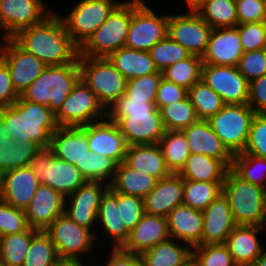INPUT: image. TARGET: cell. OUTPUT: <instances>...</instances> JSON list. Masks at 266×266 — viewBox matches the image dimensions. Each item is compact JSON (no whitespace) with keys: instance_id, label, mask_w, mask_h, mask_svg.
<instances>
[{"instance_id":"obj_64","label":"cell","mask_w":266,"mask_h":266,"mask_svg":"<svg viewBox=\"0 0 266 266\" xmlns=\"http://www.w3.org/2000/svg\"><path fill=\"white\" fill-rule=\"evenodd\" d=\"M1 3V0H0ZM0 35H1V15H0Z\"/></svg>"},{"instance_id":"obj_25","label":"cell","mask_w":266,"mask_h":266,"mask_svg":"<svg viewBox=\"0 0 266 266\" xmlns=\"http://www.w3.org/2000/svg\"><path fill=\"white\" fill-rule=\"evenodd\" d=\"M203 213L202 245L224 244L237 226L228 199L223 193L213 200Z\"/></svg>"},{"instance_id":"obj_35","label":"cell","mask_w":266,"mask_h":266,"mask_svg":"<svg viewBox=\"0 0 266 266\" xmlns=\"http://www.w3.org/2000/svg\"><path fill=\"white\" fill-rule=\"evenodd\" d=\"M108 58L127 81L158 71L148 51L121 47Z\"/></svg>"},{"instance_id":"obj_8","label":"cell","mask_w":266,"mask_h":266,"mask_svg":"<svg viewBox=\"0 0 266 266\" xmlns=\"http://www.w3.org/2000/svg\"><path fill=\"white\" fill-rule=\"evenodd\" d=\"M44 231L55 245L58 257L84 258V260L90 261L91 265L93 264V261L88 259H91L92 255V260L94 259L99 246L96 245V236L91 229L78 225L63 213ZM84 254L87 258L84 257Z\"/></svg>"},{"instance_id":"obj_21","label":"cell","mask_w":266,"mask_h":266,"mask_svg":"<svg viewBox=\"0 0 266 266\" xmlns=\"http://www.w3.org/2000/svg\"><path fill=\"white\" fill-rule=\"evenodd\" d=\"M49 147L58 159L75 165L83 176V158L89 151L88 125L58 127L51 135Z\"/></svg>"},{"instance_id":"obj_22","label":"cell","mask_w":266,"mask_h":266,"mask_svg":"<svg viewBox=\"0 0 266 266\" xmlns=\"http://www.w3.org/2000/svg\"><path fill=\"white\" fill-rule=\"evenodd\" d=\"M89 150L114 159L118 164L125 160L128 144L117 123L107 117L88 125Z\"/></svg>"},{"instance_id":"obj_17","label":"cell","mask_w":266,"mask_h":266,"mask_svg":"<svg viewBox=\"0 0 266 266\" xmlns=\"http://www.w3.org/2000/svg\"><path fill=\"white\" fill-rule=\"evenodd\" d=\"M0 58L7 64L13 86L19 95L47 67L35 55L22 49L12 38L1 39Z\"/></svg>"},{"instance_id":"obj_12","label":"cell","mask_w":266,"mask_h":266,"mask_svg":"<svg viewBox=\"0 0 266 266\" xmlns=\"http://www.w3.org/2000/svg\"><path fill=\"white\" fill-rule=\"evenodd\" d=\"M146 0H132V18L125 47L149 51L167 36L169 14H156Z\"/></svg>"},{"instance_id":"obj_10","label":"cell","mask_w":266,"mask_h":266,"mask_svg":"<svg viewBox=\"0 0 266 266\" xmlns=\"http://www.w3.org/2000/svg\"><path fill=\"white\" fill-rule=\"evenodd\" d=\"M29 166L41 184L57 190L65 197L74 193L86 181L75 165L58 159L50 147L41 148L31 159Z\"/></svg>"},{"instance_id":"obj_4","label":"cell","mask_w":266,"mask_h":266,"mask_svg":"<svg viewBox=\"0 0 266 266\" xmlns=\"http://www.w3.org/2000/svg\"><path fill=\"white\" fill-rule=\"evenodd\" d=\"M80 79L79 63L47 66L20 96L47 106L56 115Z\"/></svg>"},{"instance_id":"obj_61","label":"cell","mask_w":266,"mask_h":266,"mask_svg":"<svg viewBox=\"0 0 266 266\" xmlns=\"http://www.w3.org/2000/svg\"><path fill=\"white\" fill-rule=\"evenodd\" d=\"M250 266H266V247L263 248L260 256Z\"/></svg>"},{"instance_id":"obj_6","label":"cell","mask_w":266,"mask_h":266,"mask_svg":"<svg viewBox=\"0 0 266 266\" xmlns=\"http://www.w3.org/2000/svg\"><path fill=\"white\" fill-rule=\"evenodd\" d=\"M132 18V0L121 1L106 21L79 48L83 57H109L125 47Z\"/></svg>"},{"instance_id":"obj_33","label":"cell","mask_w":266,"mask_h":266,"mask_svg":"<svg viewBox=\"0 0 266 266\" xmlns=\"http://www.w3.org/2000/svg\"><path fill=\"white\" fill-rule=\"evenodd\" d=\"M158 179L147 173L136 171L124 161L118 164L109 187L124 195L145 198L156 186Z\"/></svg>"},{"instance_id":"obj_13","label":"cell","mask_w":266,"mask_h":266,"mask_svg":"<svg viewBox=\"0 0 266 266\" xmlns=\"http://www.w3.org/2000/svg\"><path fill=\"white\" fill-rule=\"evenodd\" d=\"M107 117V110L82 79L64 100L55 115L58 127H82Z\"/></svg>"},{"instance_id":"obj_30","label":"cell","mask_w":266,"mask_h":266,"mask_svg":"<svg viewBox=\"0 0 266 266\" xmlns=\"http://www.w3.org/2000/svg\"><path fill=\"white\" fill-rule=\"evenodd\" d=\"M169 234L172 239L188 244L191 248L202 245V210L181 204L167 216Z\"/></svg>"},{"instance_id":"obj_43","label":"cell","mask_w":266,"mask_h":266,"mask_svg":"<svg viewBox=\"0 0 266 266\" xmlns=\"http://www.w3.org/2000/svg\"><path fill=\"white\" fill-rule=\"evenodd\" d=\"M160 114L165 130L183 131L199 120L188 96L181 101L163 106Z\"/></svg>"},{"instance_id":"obj_53","label":"cell","mask_w":266,"mask_h":266,"mask_svg":"<svg viewBox=\"0 0 266 266\" xmlns=\"http://www.w3.org/2000/svg\"><path fill=\"white\" fill-rule=\"evenodd\" d=\"M239 72L250 83L266 74V48L244 52L237 65Z\"/></svg>"},{"instance_id":"obj_39","label":"cell","mask_w":266,"mask_h":266,"mask_svg":"<svg viewBox=\"0 0 266 266\" xmlns=\"http://www.w3.org/2000/svg\"><path fill=\"white\" fill-rule=\"evenodd\" d=\"M39 230L27 231L0 237V266H22L30 248L32 237Z\"/></svg>"},{"instance_id":"obj_3","label":"cell","mask_w":266,"mask_h":266,"mask_svg":"<svg viewBox=\"0 0 266 266\" xmlns=\"http://www.w3.org/2000/svg\"><path fill=\"white\" fill-rule=\"evenodd\" d=\"M6 131L14 133L16 142H35L49 147L51 135L57 130L55 115L45 105L24 100L21 96L10 106L0 108Z\"/></svg>"},{"instance_id":"obj_42","label":"cell","mask_w":266,"mask_h":266,"mask_svg":"<svg viewBox=\"0 0 266 266\" xmlns=\"http://www.w3.org/2000/svg\"><path fill=\"white\" fill-rule=\"evenodd\" d=\"M202 57L191 55L165 68L162 78L189 90L201 79Z\"/></svg>"},{"instance_id":"obj_51","label":"cell","mask_w":266,"mask_h":266,"mask_svg":"<svg viewBox=\"0 0 266 266\" xmlns=\"http://www.w3.org/2000/svg\"><path fill=\"white\" fill-rule=\"evenodd\" d=\"M24 210L0 200V237L29 229Z\"/></svg>"},{"instance_id":"obj_36","label":"cell","mask_w":266,"mask_h":266,"mask_svg":"<svg viewBox=\"0 0 266 266\" xmlns=\"http://www.w3.org/2000/svg\"><path fill=\"white\" fill-rule=\"evenodd\" d=\"M228 168L218 159L191 153L178 173L184 180L224 182Z\"/></svg>"},{"instance_id":"obj_31","label":"cell","mask_w":266,"mask_h":266,"mask_svg":"<svg viewBox=\"0 0 266 266\" xmlns=\"http://www.w3.org/2000/svg\"><path fill=\"white\" fill-rule=\"evenodd\" d=\"M40 149L35 142H16L14 133L6 131V121L0 116V175L28 166Z\"/></svg>"},{"instance_id":"obj_60","label":"cell","mask_w":266,"mask_h":266,"mask_svg":"<svg viewBox=\"0 0 266 266\" xmlns=\"http://www.w3.org/2000/svg\"><path fill=\"white\" fill-rule=\"evenodd\" d=\"M98 264H93L96 266ZM52 266H91L88 264L87 260L79 258H68V257H58Z\"/></svg>"},{"instance_id":"obj_47","label":"cell","mask_w":266,"mask_h":266,"mask_svg":"<svg viewBox=\"0 0 266 266\" xmlns=\"http://www.w3.org/2000/svg\"><path fill=\"white\" fill-rule=\"evenodd\" d=\"M149 54L158 71H163L180 60L187 59L192 54L179 43H176L168 35L157 42L149 51Z\"/></svg>"},{"instance_id":"obj_19","label":"cell","mask_w":266,"mask_h":266,"mask_svg":"<svg viewBox=\"0 0 266 266\" xmlns=\"http://www.w3.org/2000/svg\"><path fill=\"white\" fill-rule=\"evenodd\" d=\"M40 184L29 165L6 171L0 175V200L25 210Z\"/></svg>"},{"instance_id":"obj_49","label":"cell","mask_w":266,"mask_h":266,"mask_svg":"<svg viewBox=\"0 0 266 266\" xmlns=\"http://www.w3.org/2000/svg\"><path fill=\"white\" fill-rule=\"evenodd\" d=\"M192 259L198 266H238L225 244H205L192 248Z\"/></svg>"},{"instance_id":"obj_9","label":"cell","mask_w":266,"mask_h":266,"mask_svg":"<svg viewBox=\"0 0 266 266\" xmlns=\"http://www.w3.org/2000/svg\"><path fill=\"white\" fill-rule=\"evenodd\" d=\"M255 114L248 104H225L207 121L226 148L235 155L246 147Z\"/></svg>"},{"instance_id":"obj_40","label":"cell","mask_w":266,"mask_h":266,"mask_svg":"<svg viewBox=\"0 0 266 266\" xmlns=\"http://www.w3.org/2000/svg\"><path fill=\"white\" fill-rule=\"evenodd\" d=\"M188 97L199 120H208L225 106L223 99L201 79L188 90Z\"/></svg>"},{"instance_id":"obj_28","label":"cell","mask_w":266,"mask_h":266,"mask_svg":"<svg viewBox=\"0 0 266 266\" xmlns=\"http://www.w3.org/2000/svg\"><path fill=\"white\" fill-rule=\"evenodd\" d=\"M184 179L179 174L158 180L154 189L144 198L145 213L167 217L183 204Z\"/></svg>"},{"instance_id":"obj_29","label":"cell","mask_w":266,"mask_h":266,"mask_svg":"<svg viewBox=\"0 0 266 266\" xmlns=\"http://www.w3.org/2000/svg\"><path fill=\"white\" fill-rule=\"evenodd\" d=\"M266 227L237 225L224 243L238 266H250L260 256Z\"/></svg>"},{"instance_id":"obj_11","label":"cell","mask_w":266,"mask_h":266,"mask_svg":"<svg viewBox=\"0 0 266 266\" xmlns=\"http://www.w3.org/2000/svg\"><path fill=\"white\" fill-rule=\"evenodd\" d=\"M120 3L118 0L74 2L68 14L61 16L72 41L80 48Z\"/></svg>"},{"instance_id":"obj_32","label":"cell","mask_w":266,"mask_h":266,"mask_svg":"<svg viewBox=\"0 0 266 266\" xmlns=\"http://www.w3.org/2000/svg\"><path fill=\"white\" fill-rule=\"evenodd\" d=\"M124 162L136 171L152 175L158 180L172 174L158 143L128 146Z\"/></svg>"},{"instance_id":"obj_5","label":"cell","mask_w":266,"mask_h":266,"mask_svg":"<svg viewBox=\"0 0 266 266\" xmlns=\"http://www.w3.org/2000/svg\"><path fill=\"white\" fill-rule=\"evenodd\" d=\"M223 195L229 201L236 225L266 227V189L244 181L229 168Z\"/></svg>"},{"instance_id":"obj_65","label":"cell","mask_w":266,"mask_h":266,"mask_svg":"<svg viewBox=\"0 0 266 266\" xmlns=\"http://www.w3.org/2000/svg\"><path fill=\"white\" fill-rule=\"evenodd\" d=\"M264 26H265V36H266V20L264 21Z\"/></svg>"},{"instance_id":"obj_55","label":"cell","mask_w":266,"mask_h":266,"mask_svg":"<svg viewBox=\"0 0 266 266\" xmlns=\"http://www.w3.org/2000/svg\"><path fill=\"white\" fill-rule=\"evenodd\" d=\"M238 24L264 22L266 20L265 0H235Z\"/></svg>"},{"instance_id":"obj_15","label":"cell","mask_w":266,"mask_h":266,"mask_svg":"<svg viewBox=\"0 0 266 266\" xmlns=\"http://www.w3.org/2000/svg\"><path fill=\"white\" fill-rule=\"evenodd\" d=\"M54 10L44 0H1V38H12L20 30L42 22Z\"/></svg>"},{"instance_id":"obj_59","label":"cell","mask_w":266,"mask_h":266,"mask_svg":"<svg viewBox=\"0 0 266 266\" xmlns=\"http://www.w3.org/2000/svg\"><path fill=\"white\" fill-rule=\"evenodd\" d=\"M110 249L105 252V255L109 253V256L105 257L104 262L102 260V266H144L141 255L124 251L121 247Z\"/></svg>"},{"instance_id":"obj_16","label":"cell","mask_w":266,"mask_h":266,"mask_svg":"<svg viewBox=\"0 0 266 266\" xmlns=\"http://www.w3.org/2000/svg\"><path fill=\"white\" fill-rule=\"evenodd\" d=\"M201 80L214 90L225 104H248L249 82L237 66L202 63Z\"/></svg>"},{"instance_id":"obj_1","label":"cell","mask_w":266,"mask_h":266,"mask_svg":"<svg viewBox=\"0 0 266 266\" xmlns=\"http://www.w3.org/2000/svg\"><path fill=\"white\" fill-rule=\"evenodd\" d=\"M58 11L20 30L12 39L47 66L78 63L79 47L72 41Z\"/></svg>"},{"instance_id":"obj_20","label":"cell","mask_w":266,"mask_h":266,"mask_svg":"<svg viewBox=\"0 0 266 266\" xmlns=\"http://www.w3.org/2000/svg\"><path fill=\"white\" fill-rule=\"evenodd\" d=\"M65 199L57 190L40 184L24 210L29 227L44 231L64 213Z\"/></svg>"},{"instance_id":"obj_50","label":"cell","mask_w":266,"mask_h":266,"mask_svg":"<svg viewBox=\"0 0 266 266\" xmlns=\"http://www.w3.org/2000/svg\"><path fill=\"white\" fill-rule=\"evenodd\" d=\"M161 80L160 71L130 79L126 83L125 94L130 97V100H147L148 103H155Z\"/></svg>"},{"instance_id":"obj_27","label":"cell","mask_w":266,"mask_h":266,"mask_svg":"<svg viewBox=\"0 0 266 266\" xmlns=\"http://www.w3.org/2000/svg\"><path fill=\"white\" fill-rule=\"evenodd\" d=\"M169 238L171 237L167 217L145 213L121 248L124 251L141 255Z\"/></svg>"},{"instance_id":"obj_52","label":"cell","mask_w":266,"mask_h":266,"mask_svg":"<svg viewBox=\"0 0 266 266\" xmlns=\"http://www.w3.org/2000/svg\"><path fill=\"white\" fill-rule=\"evenodd\" d=\"M242 153L266 158V113L254 115L248 141Z\"/></svg>"},{"instance_id":"obj_44","label":"cell","mask_w":266,"mask_h":266,"mask_svg":"<svg viewBox=\"0 0 266 266\" xmlns=\"http://www.w3.org/2000/svg\"><path fill=\"white\" fill-rule=\"evenodd\" d=\"M231 169L244 181L266 189V158L240 152L233 156Z\"/></svg>"},{"instance_id":"obj_41","label":"cell","mask_w":266,"mask_h":266,"mask_svg":"<svg viewBox=\"0 0 266 266\" xmlns=\"http://www.w3.org/2000/svg\"><path fill=\"white\" fill-rule=\"evenodd\" d=\"M223 183L184 180L183 204L204 210L223 193Z\"/></svg>"},{"instance_id":"obj_23","label":"cell","mask_w":266,"mask_h":266,"mask_svg":"<svg viewBox=\"0 0 266 266\" xmlns=\"http://www.w3.org/2000/svg\"><path fill=\"white\" fill-rule=\"evenodd\" d=\"M95 236L97 243L101 244L100 247H103V244L106 246L109 244L110 248L121 247V193L113 191L110 187L101 198ZM101 238L103 241L99 240ZM98 241H102L103 244Z\"/></svg>"},{"instance_id":"obj_18","label":"cell","mask_w":266,"mask_h":266,"mask_svg":"<svg viewBox=\"0 0 266 266\" xmlns=\"http://www.w3.org/2000/svg\"><path fill=\"white\" fill-rule=\"evenodd\" d=\"M108 188L109 184L103 181H85L74 193L66 197L64 214L95 233L98 208L102 195Z\"/></svg>"},{"instance_id":"obj_58","label":"cell","mask_w":266,"mask_h":266,"mask_svg":"<svg viewBox=\"0 0 266 266\" xmlns=\"http://www.w3.org/2000/svg\"><path fill=\"white\" fill-rule=\"evenodd\" d=\"M248 105L256 113H266V74L249 83Z\"/></svg>"},{"instance_id":"obj_45","label":"cell","mask_w":266,"mask_h":266,"mask_svg":"<svg viewBox=\"0 0 266 266\" xmlns=\"http://www.w3.org/2000/svg\"><path fill=\"white\" fill-rule=\"evenodd\" d=\"M118 163L105 155L88 151L83 158V178L86 181H103L110 184Z\"/></svg>"},{"instance_id":"obj_57","label":"cell","mask_w":266,"mask_h":266,"mask_svg":"<svg viewBox=\"0 0 266 266\" xmlns=\"http://www.w3.org/2000/svg\"><path fill=\"white\" fill-rule=\"evenodd\" d=\"M7 64L0 58V108L12 105L18 98Z\"/></svg>"},{"instance_id":"obj_38","label":"cell","mask_w":266,"mask_h":266,"mask_svg":"<svg viewBox=\"0 0 266 266\" xmlns=\"http://www.w3.org/2000/svg\"><path fill=\"white\" fill-rule=\"evenodd\" d=\"M158 144L167 168L171 173L178 174L191 154L184 131L166 130Z\"/></svg>"},{"instance_id":"obj_46","label":"cell","mask_w":266,"mask_h":266,"mask_svg":"<svg viewBox=\"0 0 266 266\" xmlns=\"http://www.w3.org/2000/svg\"><path fill=\"white\" fill-rule=\"evenodd\" d=\"M58 254L50 236L39 230L31 239L30 248L22 266H52Z\"/></svg>"},{"instance_id":"obj_63","label":"cell","mask_w":266,"mask_h":266,"mask_svg":"<svg viewBox=\"0 0 266 266\" xmlns=\"http://www.w3.org/2000/svg\"><path fill=\"white\" fill-rule=\"evenodd\" d=\"M185 266H198L193 259H191Z\"/></svg>"},{"instance_id":"obj_37","label":"cell","mask_w":266,"mask_h":266,"mask_svg":"<svg viewBox=\"0 0 266 266\" xmlns=\"http://www.w3.org/2000/svg\"><path fill=\"white\" fill-rule=\"evenodd\" d=\"M192 8L213 29L238 25L235 0H198Z\"/></svg>"},{"instance_id":"obj_24","label":"cell","mask_w":266,"mask_h":266,"mask_svg":"<svg viewBox=\"0 0 266 266\" xmlns=\"http://www.w3.org/2000/svg\"><path fill=\"white\" fill-rule=\"evenodd\" d=\"M243 54L237 27L215 28L211 31L202 63L237 66Z\"/></svg>"},{"instance_id":"obj_56","label":"cell","mask_w":266,"mask_h":266,"mask_svg":"<svg viewBox=\"0 0 266 266\" xmlns=\"http://www.w3.org/2000/svg\"><path fill=\"white\" fill-rule=\"evenodd\" d=\"M187 96L188 90L186 88L162 78L157 90L155 105L160 110L163 106L181 101Z\"/></svg>"},{"instance_id":"obj_62","label":"cell","mask_w":266,"mask_h":266,"mask_svg":"<svg viewBox=\"0 0 266 266\" xmlns=\"http://www.w3.org/2000/svg\"><path fill=\"white\" fill-rule=\"evenodd\" d=\"M198 0H185L187 7H192Z\"/></svg>"},{"instance_id":"obj_2","label":"cell","mask_w":266,"mask_h":266,"mask_svg":"<svg viewBox=\"0 0 266 266\" xmlns=\"http://www.w3.org/2000/svg\"><path fill=\"white\" fill-rule=\"evenodd\" d=\"M107 118L117 123L128 146L157 144L166 131L155 103L130 100L125 93L107 109Z\"/></svg>"},{"instance_id":"obj_14","label":"cell","mask_w":266,"mask_h":266,"mask_svg":"<svg viewBox=\"0 0 266 266\" xmlns=\"http://www.w3.org/2000/svg\"><path fill=\"white\" fill-rule=\"evenodd\" d=\"M186 9L183 13H169L167 35L192 55L202 57L213 28L192 7Z\"/></svg>"},{"instance_id":"obj_26","label":"cell","mask_w":266,"mask_h":266,"mask_svg":"<svg viewBox=\"0 0 266 266\" xmlns=\"http://www.w3.org/2000/svg\"><path fill=\"white\" fill-rule=\"evenodd\" d=\"M190 153L203 154L220 160L228 169L233 162V154L215 134L207 120H198L183 130Z\"/></svg>"},{"instance_id":"obj_7","label":"cell","mask_w":266,"mask_h":266,"mask_svg":"<svg viewBox=\"0 0 266 266\" xmlns=\"http://www.w3.org/2000/svg\"><path fill=\"white\" fill-rule=\"evenodd\" d=\"M81 79L107 110L124 93L127 80L108 57L78 56Z\"/></svg>"},{"instance_id":"obj_34","label":"cell","mask_w":266,"mask_h":266,"mask_svg":"<svg viewBox=\"0 0 266 266\" xmlns=\"http://www.w3.org/2000/svg\"><path fill=\"white\" fill-rule=\"evenodd\" d=\"M144 266H185L192 259V248L169 238L141 254Z\"/></svg>"},{"instance_id":"obj_54","label":"cell","mask_w":266,"mask_h":266,"mask_svg":"<svg viewBox=\"0 0 266 266\" xmlns=\"http://www.w3.org/2000/svg\"><path fill=\"white\" fill-rule=\"evenodd\" d=\"M240 43L244 52L266 48L264 22L238 24Z\"/></svg>"},{"instance_id":"obj_48","label":"cell","mask_w":266,"mask_h":266,"mask_svg":"<svg viewBox=\"0 0 266 266\" xmlns=\"http://www.w3.org/2000/svg\"><path fill=\"white\" fill-rule=\"evenodd\" d=\"M144 214V198L121 194V247Z\"/></svg>"}]
</instances>
